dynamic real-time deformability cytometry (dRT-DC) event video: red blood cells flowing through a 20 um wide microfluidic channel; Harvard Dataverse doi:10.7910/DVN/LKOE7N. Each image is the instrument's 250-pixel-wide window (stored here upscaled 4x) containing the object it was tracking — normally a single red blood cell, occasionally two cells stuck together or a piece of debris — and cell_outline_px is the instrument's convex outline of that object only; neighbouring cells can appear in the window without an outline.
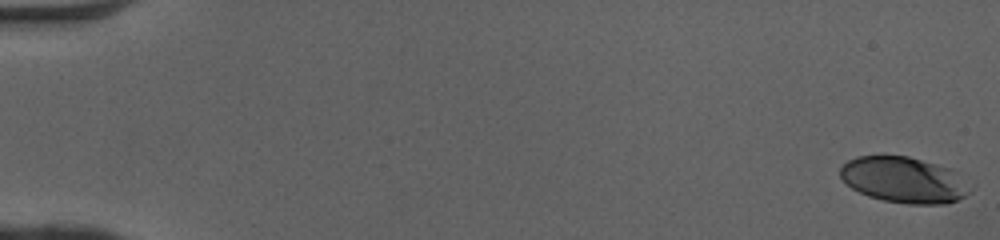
{"species": "human", "species_latin": "Homo sapiens", "temperature_condition": "cold", "stored_images_in_passage": 14, "camera_frame_rate_fps": 3000, "um_per_image_px": 0.085, "donor": {"sex": "female"}, "frame": {"image": 1, "passage_image": 1, "time_ms": 0.0, "image_size_px": [1000, 240], "cell_outline_px": [[976, 184], [972, 192], [956, 200], [944, 204], [908, 204], [884, 200], [868, 196], [852, 188], [840, 176], [840, 168], [848, 160], [856, 156], [908, 156], [936, 164], [948, 168]], "centroid_in_image_um": [76.91, 15.3], "position_along_channel_um": 8.1, "area_um2": 34.97}}